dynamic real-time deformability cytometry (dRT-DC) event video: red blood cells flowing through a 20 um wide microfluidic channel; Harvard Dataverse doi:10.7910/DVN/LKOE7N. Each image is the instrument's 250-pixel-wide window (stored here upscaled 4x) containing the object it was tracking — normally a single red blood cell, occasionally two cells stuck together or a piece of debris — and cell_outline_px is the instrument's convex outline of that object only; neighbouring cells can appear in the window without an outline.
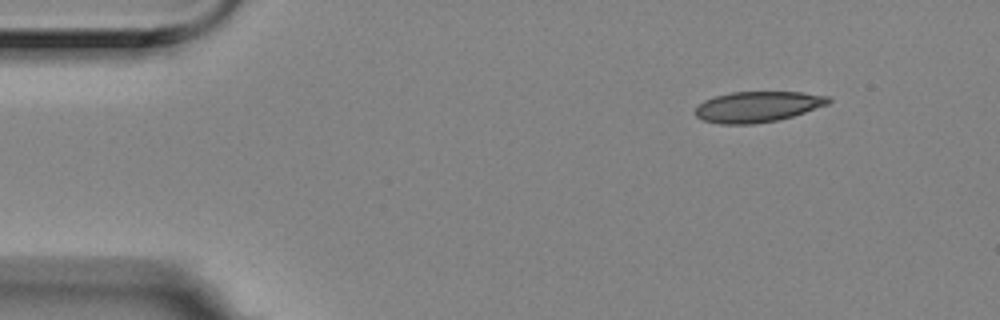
{"species": "Egyptian fruit bat (a non-hibernating species)", "species_latin": "Rousettus aegyptiacus", "temperature_condition": "room temperature", "stored_images_in_passage": 7, "camera_frame_rate_fps": 3000, "um_per_image_px": 0.085, "animal": {"sex": "female"}, "frame": {"image": 1, "passage_image": 1, "time_ms": 0.0, "image_size_px": [1000, 320], "cell_outline_px": [[832, 100], [828, 104], [792, 116], [776, 120], [752, 124], [720, 124], [704, 120], [696, 116], [696, 108], [704, 100], [716, 96], [732, 92], [800, 92], [828, 96]], "centroid_in_image_um": [64.4, 9.07], "position_along_channel_um": 20.6, "area_um2": 23.52}}
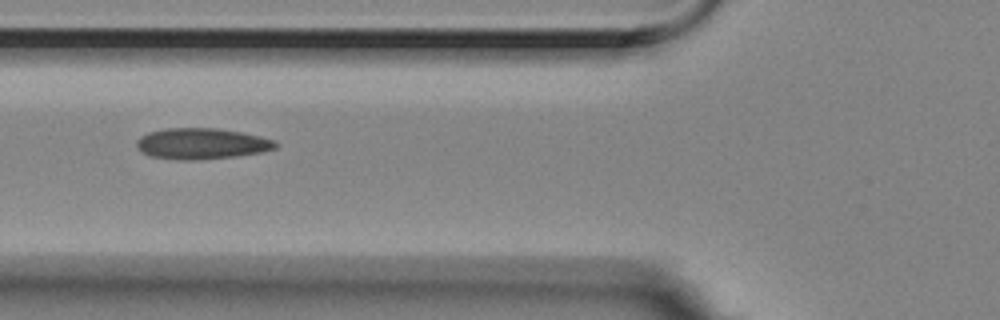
{"frame": {"image": 2, "passage_image": 5, "time_ms": 1.333, "image_size_px": [1000, 320], "cell_outline_px": [[276, 148], [260, 152], [236, 156], [196, 160], [176, 160], [148, 156], [140, 152], [136, 148], [136, 140], [140, 136], [148, 132], [168, 128], [216, 128], [240, 132], [260, 136], [276, 140]], "centroid_in_image_um": [17.07, 12.22], "position_along_channel_um": 108.7, "area_um2": 25.26}}
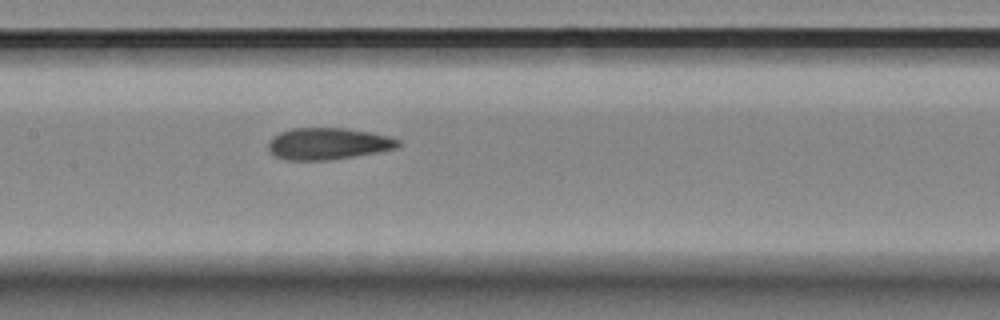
{"frame": {"image": 3, "passage_image": 7, "time_ms": 2.0, "image_size_px": [1000, 320], "cell_outline_px": [[400, 144], [396, 148], [376, 152], [332, 160], [288, 160], [276, 156], [268, 148], [268, 140], [272, 136], [280, 132], [292, 128], [344, 128], [368, 132], [388, 136], [400, 140]], "centroid_in_image_um": [27.85, 12.21], "position_along_channel_um": 179.5, "area_um2": 23.87}}